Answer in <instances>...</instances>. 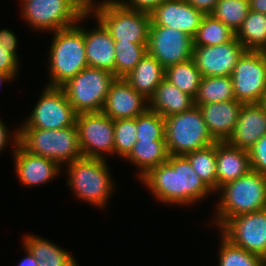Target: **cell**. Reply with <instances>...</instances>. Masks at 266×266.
Here are the masks:
<instances>
[{"mask_svg":"<svg viewBox=\"0 0 266 266\" xmlns=\"http://www.w3.org/2000/svg\"><path fill=\"white\" fill-rule=\"evenodd\" d=\"M139 180L154 199L172 206L192 205L214 193L185 155H169L168 161L150 169Z\"/></svg>","mask_w":266,"mask_h":266,"instance_id":"6da1fadb","label":"cell"},{"mask_svg":"<svg viewBox=\"0 0 266 266\" xmlns=\"http://www.w3.org/2000/svg\"><path fill=\"white\" fill-rule=\"evenodd\" d=\"M220 196L213 224L220 229L229 219L266 208V175L250 170L217 190ZM221 193V194H220Z\"/></svg>","mask_w":266,"mask_h":266,"instance_id":"7a4b0ae2","label":"cell"},{"mask_svg":"<svg viewBox=\"0 0 266 266\" xmlns=\"http://www.w3.org/2000/svg\"><path fill=\"white\" fill-rule=\"evenodd\" d=\"M48 86L61 87L88 66L84 33L79 23L53 32L50 45Z\"/></svg>","mask_w":266,"mask_h":266,"instance_id":"3957f363","label":"cell"},{"mask_svg":"<svg viewBox=\"0 0 266 266\" xmlns=\"http://www.w3.org/2000/svg\"><path fill=\"white\" fill-rule=\"evenodd\" d=\"M64 166L73 195L93 206L105 207L115 187L106 159L82 157Z\"/></svg>","mask_w":266,"mask_h":266,"instance_id":"277c9868","label":"cell"},{"mask_svg":"<svg viewBox=\"0 0 266 266\" xmlns=\"http://www.w3.org/2000/svg\"><path fill=\"white\" fill-rule=\"evenodd\" d=\"M18 129L19 144L25 150L54 160L63 168V165L83 157L76 126L47 130L37 128Z\"/></svg>","mask_w":266,"mask_h":266,"instance_id":"5b68a950","label":"cell"},{"mask_svg":"<svg viewBox=\"0 0 266 266\" xmlns=\"http://www.w3.org/2000/svg\"><path fill=\"white\" fill-rule=\"evenodd\" d=\"M114 41L148 44L150 14L125 8L118 0H103L90 11Z\"/></svg>","mask_w":266,"mask_h":266,"instance_id":"8992f818","label":"cell"},{"mask_svg":"<svg viewBox=\"0 0 266 266\" xmlns=\"http://www.w3.org/2000/svg\"><path fill=\"white\" fill-rule=\"evenodd\" d=\"M164 119L169 155H186L216 143L207 130L198 106Z\"/></svg>","mask_w":266,"mask_h":266,"instance_id":"52a82bcc","label":"cell"},{"mask_svg":"<svg viewBox=\"0 0 266 266\" xmlns=\"http://www.w3.org/2000/svg\"><path fill=\"white\" fill-rule=\"evenodd\" d=\"M21 14L33 29L55 32L88 19L91 14L76 0H21Z\"/></svg>","mask_w":266,"mask_h":266,"instance_id":"ba28073f","label":"cell"},{"mask_svg":"<svg viewBox=\"0 0 266 266\" xmlns=\"http://www.w3.org/2000/svg\"><path fill=\"white\" fill-rule=\"evenodd\" d=\"M116 78L110 71L87 66L61 87L78 114L102 112L108 91Z\"/></svg>","mask_w":266,"mask_h":266,"instance_id":"9c48e42d","label":"cell"},{"mask_svg":"<svg viewBox=\"0 0 266 266\" xmlns=\"http://www.w3.org/2000/svg\"><path fill=\"white\" fill-rule=\"evenodd\" d=\"M77 115L62 87L46 85L28 119L19 128L47 130L76 126Z\"/></svg>","mask_w":266,"mask_h":266,"instance_id":"30bf717a","label":"cell"},{"mask_svg":"<svg viewBox=\"0 0 266 266\" xmlns=\"http://www.w3.org/2000/svg\"><path fill=\"white\" fill-rule=\"evenodd\" d=\"M76 127L83 157L105 160L107 154H114L113 119L103 112L79 113Z\"/></svg>","mask_w":266,"mask_h":266,"instance_id":"8fae6325","label":"cell"},{"mask_svg":"<svg viewBox=\"0 0 266 266\" xmlns=\"http://www.w3.org/2000/svg\"><path fill=\"white\" fill-rule=\"evenodd\" d=\"M235 100L243 104L259 103L266 91V60L261 51H245L233 73Z\"/></svg>","mask_w":266,"mask_h":266,"instance_id":"7c38bea8","label":"cell"},{"mask_svg":"<svg viewBox=\"0 0 266 266\" xmlns=\"http://www.w3.org/2000/svg\"><path fill=\"white\" fill-rule=\"evenodd\" d=\"M219 230L233 245L266 260V208L237 215Z\"/></svg>","mask_w":266,"mask_h":266,"instance_id":"4fadbf2b","label":"cell"},{"mask_svg":"<svg viewBox=\"0 0 266 266\" xmlns=\"http://www.w3.org/2000/svg\"><path fill=\"white\" fill-rule=\"evenodd\" d=\"M147 53L166 69L193 58V38L177 29L150 22Z\"/></svg>","mask_w":266,"mask_h":266,"instance_id":"5bb4252c","label":"cell"},{"mask_svg":"<svg viewBox=\"0 0 266 266\" xmlns=\"http://www.w3.org/2000/svg\"><path fill=\"white\" fill-rule=\"evenodd\" d=\"M245 51L234 37L224 44L193 46V59L202 77L230 76Z\"/></svg>","mask_w":266,"mask_h":266,"instance_id":"9a60e30c","label":"cell"},{"mask_svg":"<svg viewBox=\"0 0 266 266\" xmlns=\"http://www.w3.org/2000/svg\"><path fill=\"white\" fill-rule=\"evenodd\" d=\"M204 15L186 0H165L150 17L154 25L174 28L194 38Z\"/></svg>","mask_w":266,"mask_h":266,"instance_id":"2e32d148","label":"cell"},{"mask_svg":"<svg viewBox=\"0 0 266 266\" xmlns=\"http://www.w3.org/2000/svg\"><path fill=\"white\" fill-rule=\"evenodd\" d=\"M149 109V100L124 78H116L108 91L102 112L113 120L136 118Z\"/></svg>","mask_w":266,"mask_h":266,"instance_id":"e0dca14e","label":"cell"},{"mask_svg":"<svg viewBox=\"0 0 266 266\" xmlns=\"http://www.w3.org/2000/svg\"><path fill=\"white\" fill-rule=\"evenodd\" d=\"M15 171L21 185L28 187L40 186L60 175L61 166L54 160L32 154L20 144L13 148Z\"/></svg>","mask_w":266,"mask_h":266,"instance_id":"ac0fdd59","label":"cell"},{"mask_svg":"<svg viewBox=\"0 0 266 266\" xmlns=\"http://www.w3.org/2000/svg\"><path fill=\"white\" fill-rule=\"evenodd\" d=\"M266 134V112L259 103L243 104L233 133L226 141L229 145L250 150Z\"/></svg>","mask_w":266,"mask_h":266,"instance_id":"d6986e66","label":"cell"},{"mask_svg":"<svg viewBox=\"0 0 266 266\" xmlns=\"http://www.w3.org/2000/svg\"><path fill=\"white\" fill-rule=\"evenodd\" d=\"M243 103L228 100L199 106L207 130L216 142H225L236 126Z\"/></svg>","mask_w":266,"mask_h":266,"instance_id":"ffe728a7","label":"cell"},{"mask_svg":"<svg viewBox=\"0 0 266 266\" xmlns=\"http://www.w3.org/2000/svg\"><path fill=\"white\" fill-rule=\"evenodd\" d=\"M97 27L89 30L82 27L88 66L105 69L115 74L114 39L99 22Z\"/></svg>","mask_w":266,"mask_h":266,"instance_id":"44dd1931","label":"cell"},{"mask_svg":"<svg viewBox=\"0 0 266 266\" xmlns=\"http://www.w3.org/2000/svg\"><path fill=\"white\" fill-rule=\"evenodd\" d=\"M217 190L251 170L247 150L233 147L225 142H216Z\"/></svg>","mask_w":266,"mask_h":266,"instance_id":"7402d4cb","label":"cell"},{"mask_svg":"<svg viewBox=\"0 0 266 266\" xmlns=\"http://www.w3.org/2000/svg\"><path fill=\"white\" fill-rule=\"evenodd\" d=\"M194 99L164 79L149 99V110L163 118L190 110Z\"/></svg>","mask_w":266,"mask_h":266,"instance_id":"603a6c76","label":"cell"},{"mask_svg":"<svg viewBox=\"0 0 266 266\" xmlns=\"http://www.w3.org/2000/svg\"><path fill=\"white\" fill-rule=\"evenodd\" d=\"M124 79L135 91L149 100L165 79V69L153 56L146 53Z\"/></svg>","mask_w":266,"mask_h":266,"instance_id":"cb8c5ba5","label":"cell"},{"mask_svg":"<svg viewBox=\"0 0 266 266\" xmlns=\"http://www.w3.org/2000/svg\"><path fill=\"white\" fill-rule=\"evenodd\" d=\"M22 243L36 258L38 266H78L68 251L38 235H24Z\"/></svg>","mask_w":266,"mask_h":266,"instance_id":"d4e9b609","label":"cell"},{"mask_svg":"<svg viewBox=\"0 0 266 266\" xmlns=\"http://www.w3.org/2000/svg\"><path fill=\"white\" fill-rule=\"evenodd\" d=\"M168 158L166 141H137L125 159L137 166L140 179L150 169L168 161Z\"/></svg>","mask_w":266,"mask_h":266,"instance_id":"484cf974","label":"cell"},{"mask_svg":"<svg viewBox=\"0 0 266 266\" xmlns=\"http://www.w3.org/2000/svg\"><path fill=\"white\" fill-rule=\"evenodd\" d=\"M235 38L246 51L266 49V14L250 10L235 33Z\"/></svg>","mask_w":266,"mask_h":266,"instance_id":"4316f807","label":"cell"},{"mask_svg":"<svg viewBox=\"0 0 266 266\" xmlns=\"http://www.w3.org/2000/svg\"><path fill=\"white\" fill-rule=\"evenodd\" d=\"M165 79L195 99L202 75L197 69L194 59L191 58L166 68Z\"/></svg>","mask_w":266,"mask_h":266,"instance_id":"83f0119b","label":"cell"},{"mask_svg":"<svg viewBox=\"0 0 266 266\" xmlns=\"http://www.w3.org/2000/svg\"><path fill=\"white\" fill-rule=\"evenodd\" d=\"M235 100L234 88L230 76L202 77L194 105Z\"/></svg>","mask_w":266,"mask_h":266,"instance_id":"f1b7e54d","label":"cell"},{"mask_svg":"<svg viewBox=\"0 0 266 266\" xmlns=\"http://www.w3.org/2000/svg\"><path fill=\"white\" fill-rule=\"evenodd\" d=\"M234 31L211 14H205L193 38V46H214L231 41Z\"/></svg>","mask_w":266,"mask_h":266,"instance_id":"f546056e","label":"cell"},{"mask_svg":"<svg viewBox=\"0 0 266 266\" xmlns=\"http://www.w3.org/2000/svg\"><path fill=\"white\" fill-rule=\"evenodd\" d=\"M205 184L217 192L216 143L185 155Z\"/></svg>","mask_w":266,"mask_h":266,"instance_id":"4dcf8cb0","label":"cell"},{"mask_svg":"<svg viewBox=\"0 0 266 266\" xmlns=\"http://www.w3.org/2000/svg\"><path fill=\"white\" fill-rule=\"evenodd\" d=\"M115 76L124 78L147 53V44L114 41Z\"/></svg>","mask_w":266,"mask_h":266,"instance_id":"1f68e13d","label":"cell"},{"mask_svg":"<svg viewBox=\"0 0 266 266\" xmlns=\"http://www.w3.org/2000/svg\"><path fill=\"white\" fill-rule=\"evenodd\" d=\"M249 11V0H218L210 14L236 33Z\"/></svg>","mask_w":266,"mask_h":266,"instance_id":"d6a6232c","label":"cell"},{"mask_svg":"<svg viewBox=\"0 0 266 266\" xmlns=\"http://www.w3.org/2000/svg\"><path fill=\"white\" fill-rule=\"evenodd\" d=\"M220 236L218 266H266L262 257L233 245L222 234Z\"/></svg>","mask_w":266,"mask_h":266,"instance_id":"836d02e7","label":"cell"},{"mask_svg":"<svg viewBox=\"0 0 266 266\" xmlns=\"http://www.w3.org/2000/svg\"><path fill=\"white\" fill-rule=\"evenodd\" d=\"M136 118L114 120V154L125 159L137 142Z\"/></svg>","mask_w":266,"mask_h":266,"instance_id":"e575fe53","label":"cell"},{"mask_svg":"<svg viewBox=\"0 0 266 266\" xmlns=\"http://www.w3.org/2000/svg\"><path fill=\"white\" fill-rule=\"evenodd\" d=\"M137 141H165V119L149 109L136 117Z\"/></svg>","mask_w":266,"mask_h":266,"instance_id":"d590c367","label":"cell"},{"mask_svg":"<svg viewBox=\"0 0 266 266\" xmlns=\"http://www.w3.org/2000/svg\"><path fill=\"white\" fill-rule=\"evenodd\" d=\"M17 48V46L0 44V71L10 75L13 79L16 78L20 69Z\"/></svg>","mask_w":266,"mask_h":266,"instance_id":"8d00e7d4","label":"cell"},{"mask_svg":"<svg viewBox=\"0 0 266 266\" xmlns=\"http://www.w3.org/2000/svg\"><path fill=\"white\" fill-rule=\"evenodd\" d=\"M251 170L266 175V134L248 150Z\"/></svg>","mask_w":266,"mask_h":266,"instance_id":"74e56055","label":"cell"},{"mask_svg":"<svg viewBox=\"0 0 266 266\" xmlns=\"http://www.w3.org/2000/svg\"><path fill=\"white\" fill-rule=\"evenodd\" d=\"M125 8L151 14L165 0H118Z\"/></svg>","mask_w":266,"mask_h":266,"instance_id":"f35d334b","label":"cell"},{"mask_svg":"<svg viewBox=\"0 0 266 266\" xmlns=\"http://www.w3.org/2000/svg\"><path fill=\"white\" fill-rule=\"evenodd\" d=\"M14 131L15 133H12L13 135H11L7 125L4 124V122L0 119V152L4 150L3 148L7 147L6 145L9 143V141L10 143L13 142L12 147H17L19 144V129Z\"/></svg>","mask_w":266,"mask_h":266,"instance_id":"ab89813d","label":"cell"},{"mask_svg":"<svg viewBox=\"0 0 266 266\" xmlns=\"http://www.w3.org/2000/svg\"><path fill=\"white\" fill-rule=\"evenodd\" d=\"M195 9L202 11L204 14H210L218 0H186Z\"/></svg>","mask_w":266,"mask_h":266,"instance_id":"60d3db41","label":"cell"},{"mask_svg":"<svg viewBox=\"0 0 266 266\" xmlns=\"http://www.w3.org/2000/svg\"><path fill=\"white\" fill-rule=\"evenodd\" d=\"M18 39L14 32L9 29L0 30V44L3 46H18Z\"/></svg>","mask_w":266,"mask_h":266,"instance_id":"b9f144b4","label":"cell"},{"mask_svg":"<svg viewBox=\"0 0 266 266\" xmlns=\"http://www.w3.org/2000/svg\"><path fill=\"white\" fill-rule=\"evenodd\" d=\"M250 10L266 14V0H249Z\"/></svg>","mask_w":266,"mask_h":266,"instance_id":"7bdbcfd3","label":"cell"},{"mask_svg":"<svg viewBox=\"0 0 266 266\" xmlns=\"http://www.w3.org/2000/svg\"><path fill=\"white\" fill-rule=\"evenodd\" d=\"M24 249L26 256L19 262L18 266H38L36 258L27 248L24 247Z\"/></svg>","mask_w":266,"mask_h":266,"instance_id":"ee69618b","label":"cell"},{"mask_svg":"<svg viewBox=\"0 0 266 266\" xmlns=\"http://www.w3.org/2000/svg\"><path fill=\"white\" fill-rule=\"evenodd\" d=\"M78 1L88 12L99 2L93 0H76ZM97 2V3H96Z\"/></svg>","mask_w":266,"mask_h":266,"instance_id":"f6af8a7d","label":"cell"},{"mask_svg":"<svg viewBox=\"0 0 266 266\" xmlns=\"http://www.w3.org/2000/svg\"><path fill=\"white\" fill-rule=\"evenodd\" d=\"M13 80L14 79L10 75L6 74L5 72L0 71V85L4 82L8 83V82L13 81Z\"/></svg>","mask_w":266,"mask_h":266,"instance_id":"bcb514c9","label":"cell"},{"mask_svg":"<svg viewBox=\"0 0 266 266\" xmlns=\"http://www.w3.org/2000/svg\"><path fill=\"white\" fill-rule=\"evenodd\" d=\"M259 104L262 106V108L266 112V91L263 93L262 99L260 100Z\"/></svg>","mask_w":266,"mask_h":266,"instance_id":"7dc6e473","label":"cell"},{"mask_svg":"<svg viewBox=\"0 0 266 266\" xmlns=\"http://www.w3.org/2000/svg\"><path fill=\"white\" fill-rule=\"evenodd\" d=\"M261 52H262V54H263V56H264V58L266 60V49L262 50Z\"/></svg>","mask_w":266,"mask_h":266,"instance_id":"c3c4849f","label":"cell"}]
</instances>
